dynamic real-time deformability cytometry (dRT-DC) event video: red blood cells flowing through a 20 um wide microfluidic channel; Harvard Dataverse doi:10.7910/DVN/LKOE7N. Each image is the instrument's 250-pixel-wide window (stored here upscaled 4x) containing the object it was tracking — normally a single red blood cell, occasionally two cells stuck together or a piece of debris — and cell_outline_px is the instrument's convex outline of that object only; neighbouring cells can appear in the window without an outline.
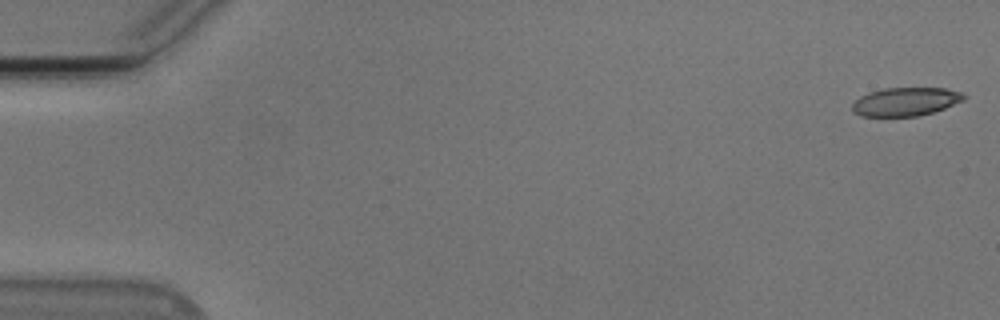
{"species": "Egyptian fruit bat (a non-hibernating species)", "species_latin": "Rousettus aegyptiacus", "temperature_condition": "cold", "stored_images_in_passage": 54, "camera_frame_rate_fps": 3000, "um_per_image_px": 0.085, "animal": {"sex": "male"}, "frame": {"image": 1, "passage_image": 1, "time_ms": 0.0, "image_size_px": [1000, 320], "cell_outline_px": [[968, 96], [964, 100], [944, 108], [932, 112], [916, 116], [860, 116], [852, 112], [852, 104], [860, 96], [868, 92], [884, 88], [944, 88], [960, 92]], "centroid_in_image_um": [76.95, 8.64], "position_along_channel_um": 8.0, "area_um2": 18.5}}
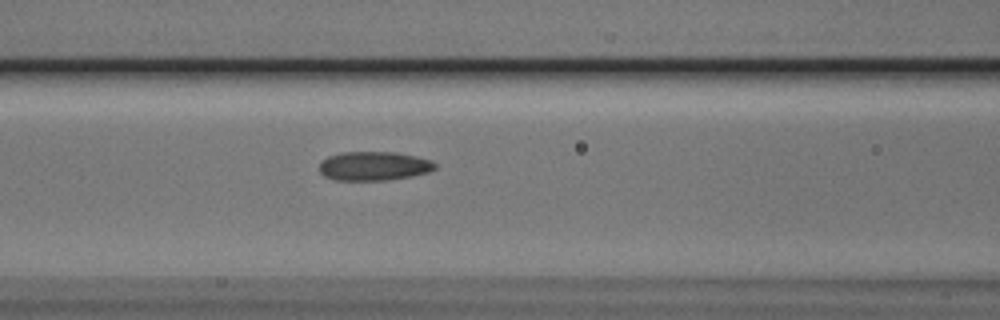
{"frame": {"image": 2, "passage_image": 23, "time_ms": 7.333, "image_size_px": [1000, 320], "cell_outline_px": [[436, 168], [428, 172], [412, 176], [388, 180], [332, 180], [324, 176], [320, 172], [320, 160], [328, 156], [340, 152], [396, 152], [416, 156], [432, 160], [436, 164]], "centroid_in_image_um": [31.76, 14.11], "position_along_channel_um": 134.8, "area_um2": 19.77}}
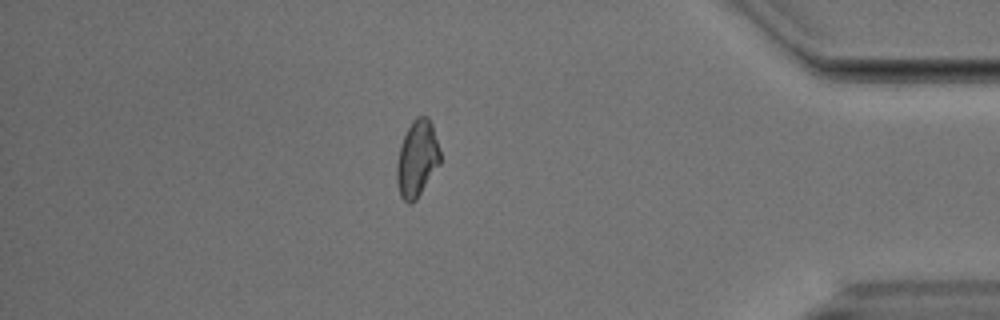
{"frame": {"image": 3, "passage_image": 47, "time_ms": 15.333, "image_size_px": [1000, 320], "cell_outline_px": [[440, 164], [416, 200], [412, 204], [408, 204], [400, 196], [396, 180], [396, 164], [400, 144], [412, 120], [416, 116], [428, 116], [432, 124], [440, 152]], "centroid_in_image_um": [35.43, 13.5], "position_along_channel_um": 399.8, "area_um2": 19.48}, "authors_computed_cell_mechanics": {"area_um2": 19.3919, "velocity_mm_per_s": 3.7687, "shape_relaxation_time_tau1_ms": null, "shape_relaxation_time_tau2_ms": 3.7747, "deformation_change_tau1": null, "deformation_change_tau2": 0.0991}}